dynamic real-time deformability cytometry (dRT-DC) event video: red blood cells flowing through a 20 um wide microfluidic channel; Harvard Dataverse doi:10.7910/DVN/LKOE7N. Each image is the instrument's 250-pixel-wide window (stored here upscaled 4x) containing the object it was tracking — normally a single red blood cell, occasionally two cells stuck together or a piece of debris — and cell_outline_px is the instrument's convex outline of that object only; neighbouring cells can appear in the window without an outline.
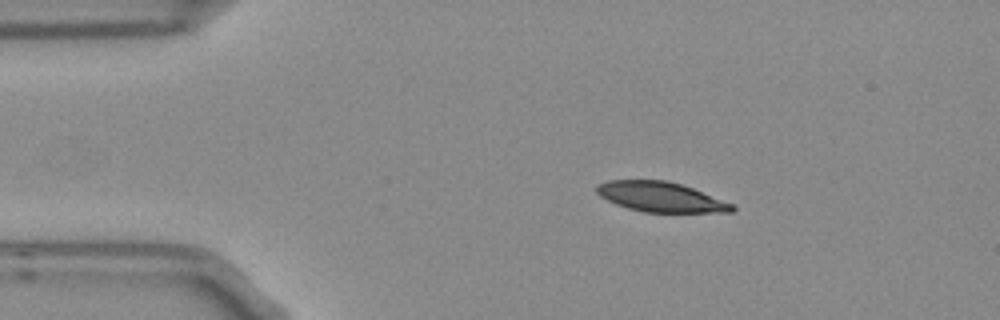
{"species": "Egyptian fruit bat (a non-hibernating species)", "species_latin": "Rousettus aegyptiacus", "temperature_condition": "room temperature", "stored_images_in_passage": 2, "camera_frame_rate_fps": 3000, "um_per_image_px": 0.085, "frame": {"image": 1, "passage_image": 1, "time_ms": 0.0, "image_size_px": [1000, 320], "cell_outline_px": [[736, 208], [732, 212], [644, 212], [628, 208], [616, 204], [600, 196], [596, 192], [596, 188], [600, 184], [608, 180], [664, 180], [680, 184], [692, 188], [732, 204]], "centroid_in_image_um": [56.14, 16.74], "position_along_channel_um": 28.9, "area_um2": 23.24}}